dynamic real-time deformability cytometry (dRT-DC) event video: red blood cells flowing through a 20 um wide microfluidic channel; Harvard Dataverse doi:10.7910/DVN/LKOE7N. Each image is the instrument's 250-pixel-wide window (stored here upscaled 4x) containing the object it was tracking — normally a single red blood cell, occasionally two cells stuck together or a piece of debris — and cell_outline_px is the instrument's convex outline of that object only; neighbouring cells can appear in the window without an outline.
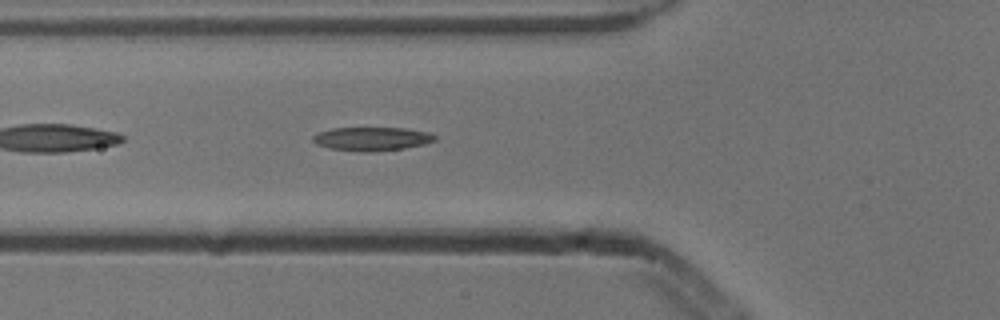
{"species": "common noctule bat (a hibernating species)", "species_latin": "Nyctalus noctula", "temperature_condition": "cold", "stored_images_in_passage": 6, "camera_frame_rate_fps": 3000, "um_per_image_px": 0.085, "animal": {"sex": "male", "body_mass_g": 13.3}, "frame": {"image": 1, "passage_image": 6, "time_ms": 1.667, "image_size_px": [1000, 320], "cell_outline_px": [[436, 140], [424, 144], [404, 148], [376, 152], [360, 152], [328, 148], [316, 144], [312, 140], [312, 136], [316, 132], [332, 128], [404, 128], [428, 132], [436, 136]], "centroid_in_image_um": [31.56, 11.81], "position_along_channel_um": 94.2, "area_um2": 16.99}}